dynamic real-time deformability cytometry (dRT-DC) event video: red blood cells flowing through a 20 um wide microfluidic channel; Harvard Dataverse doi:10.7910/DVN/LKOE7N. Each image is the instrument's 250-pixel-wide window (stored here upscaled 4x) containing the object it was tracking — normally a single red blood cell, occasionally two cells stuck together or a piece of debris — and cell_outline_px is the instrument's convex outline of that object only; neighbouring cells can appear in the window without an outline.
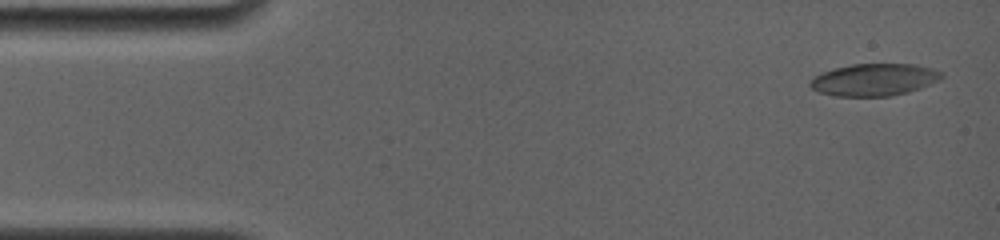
{"species": "common noctule bat (a hibernating species)", "species_latin": "Nyctalus noctula", "temperature_condition": "room temperature", "stored_images_in_passage": 39, "camera_frame_rate_fps": 4000, "um_per_image_px": 0.085, "animal": {"sex": "female", "body_mass_g": 19.0, "forearm_length_mm": 56.7}, "frame": {"image": 1, "passage_image": 2, "time_ms": 0.5, "image_size_px": [1000, 240], "cell_outline_px": [[944, 76], [940, 80], [920, 88], [908, 92], [892, 96], [836, 96], [820, 92], [812, 88], [808, 84], [816, 76], [824, 72], [836, 68], [852, 64], [916, 64], [932, 68], [944, 72]], "centroid_in_image_um": [74.38, 6.77], "position_along_channel_um": 10.6, "area_um2": 24.57}}
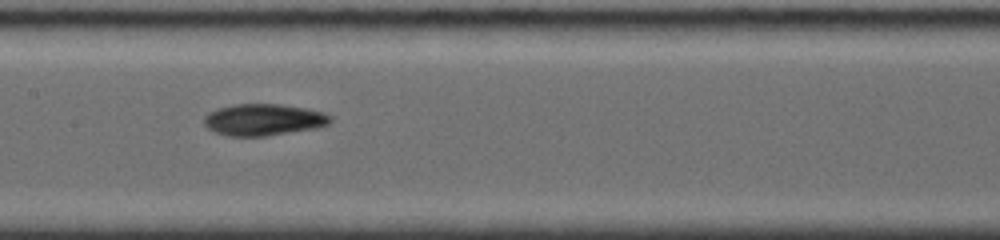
{"frame": {"image": 2, "passage_image": 23, "time_ms": 8.0, "image_size_px": [1000, 240], "cell_outline_px": [[332, 120], [328, 124], [316, 128], [264, 136], [228, 136], [216, 132], [208, 128], [204, 124], [204, 116], [208, 112], [220, 108], [236, 104], [280, 104], [304, 108], [324, 112], [332, 116]], "centroid_in_image_um": [22.41, 10.17], "position_along_channel_um": 185.0, "area_um2": 23.18}}
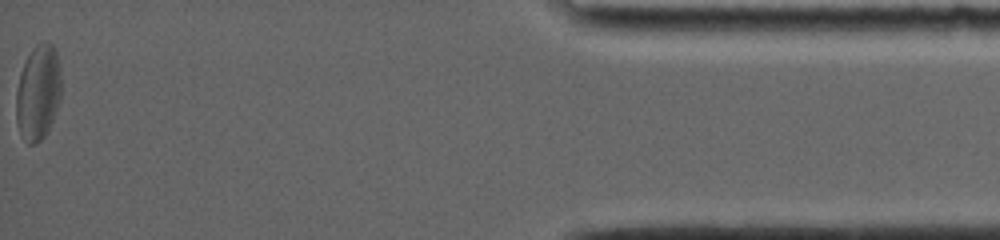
{"frame": {"image": 3, "passage_image": 39, "time_ms": 16.5, "image_size_px": [1000, 240], "cell_outline_px": [[60, 100], [56, 112], [48, 132], [36, 144], [28, 144], [20, 136], [16, 120], [16, 92], [20, 72], [32, 48], [36, 44], [44, 40], [52, 44], [56, 52], [60, 68]], "centroid_in_image_um": [3.23, 7.89], "position_along_channel_um": 432.0, "area_um2": 25.32}, "authors_computed_cell_mechanics": {"area_um2": 23.7558, "velocity_mm_per_s": 3.7533, "shape_relaxation_time_tau1_ms": 3.8718, "shape_relaxation_time_tau2_ms": 6.6835, "deformation_change_tau1": 0.097, "deformation_change_tau2": 0.1373}}